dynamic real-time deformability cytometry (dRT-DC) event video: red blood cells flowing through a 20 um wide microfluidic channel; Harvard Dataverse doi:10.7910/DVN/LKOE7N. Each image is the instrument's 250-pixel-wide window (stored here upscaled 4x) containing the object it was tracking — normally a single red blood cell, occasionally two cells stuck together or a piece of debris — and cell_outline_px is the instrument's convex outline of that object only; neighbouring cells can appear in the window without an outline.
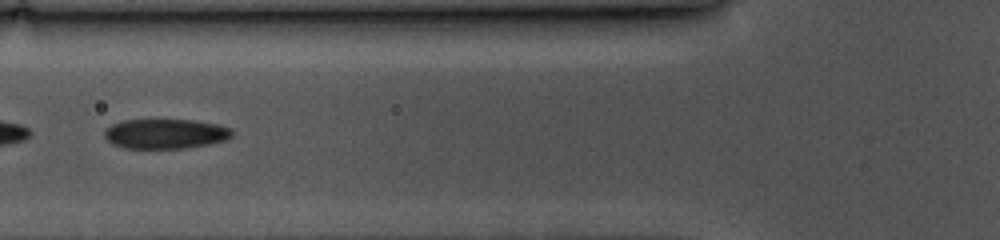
{"species": "common noctule bat (a hibernating species)", "species_latin": "Nyctalus noctula", "temperature_condition": "cold", "stored_images_in_passage": 31, "camera_frame_rate_fps": 3000, "um_per_image_px": 0.085, "animal": {"sex": "female", "body_mass_g": 10.0, "forearm_length_mm": 53.1}, "frame": {"image": 1, "passage_image": 19, "time_ms": 6.0, "image_size_px": [1000, 240], "cell_outline_px": [[232, 136], [228, 140], [208, 144], [184, 148], [124, 148], [112, 144], [104, 136], [104, 128], [112, 124], [124, 120], [196, 120], [216, 124], [232, 128]], "centroid_in_image_um": [14.06, 11.37], "position_along_channel_um": 111.7, "area_um2": 22.25}}
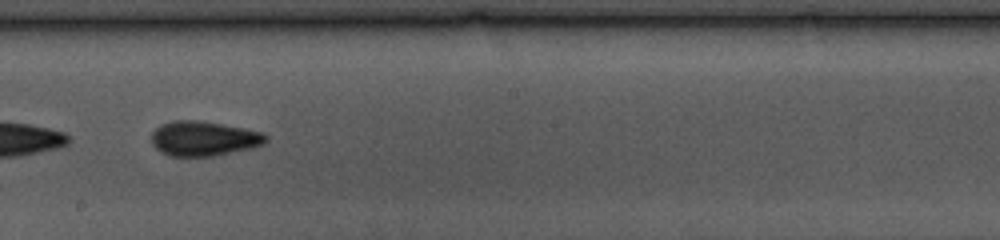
{"frame": {"image": 2, "passage_image": 29, "time_ms": 9.333, "image_size_px": [1000, 240], "cell_outline_px": [[268, 140], [264, 144], [252, 148], [216, 156], [168, 156], [160, 152], [152, 144], [152, 132], [160, 124], [172, 120], [200, 120], [244, 128], [264, 132], [268, 136]], "centroid_in_image_um": [17.33, 11.77], "position_along_channel_um": 230.9, "area_um2": 23.52}}